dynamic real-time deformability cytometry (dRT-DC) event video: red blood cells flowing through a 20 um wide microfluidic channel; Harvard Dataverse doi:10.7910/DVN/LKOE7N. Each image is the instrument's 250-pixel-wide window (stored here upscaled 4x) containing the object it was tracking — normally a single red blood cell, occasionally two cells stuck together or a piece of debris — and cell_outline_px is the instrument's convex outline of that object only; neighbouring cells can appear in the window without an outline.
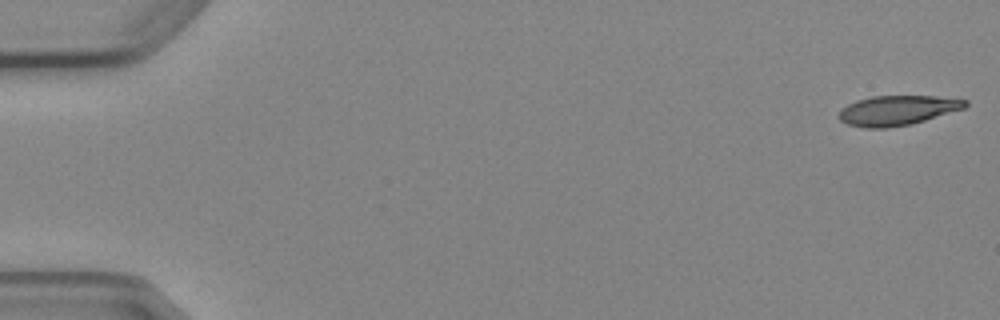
{"species": "Egyptian fruit bat (a non-hibernating species)", "species_latin": "Rousettus aegyptiacus", "temperature_condition": "cold", "stored_images_in_passage": 5, "camera_frame_rate_fps": 3000, "um_per_image_px": 0.085, "animal": {"sex": "female"}, "frame": {"image": 1, "passage_image": 1, "time_ms": 0.0, "image_size_px": [1000, 320], "cell_outline_px": [[968, 104], [964, 108], [912, 124], [888, 128], [868, 128], [848, 124], [840, 120], [836, 116], [840, 108], [856, 100], [872, 96], [936, 96], [968, 100]], "centroid_in_image_um": [76.24, 9.38], "position_along_channel_um": 8.8, "area_um2": 22.02}}
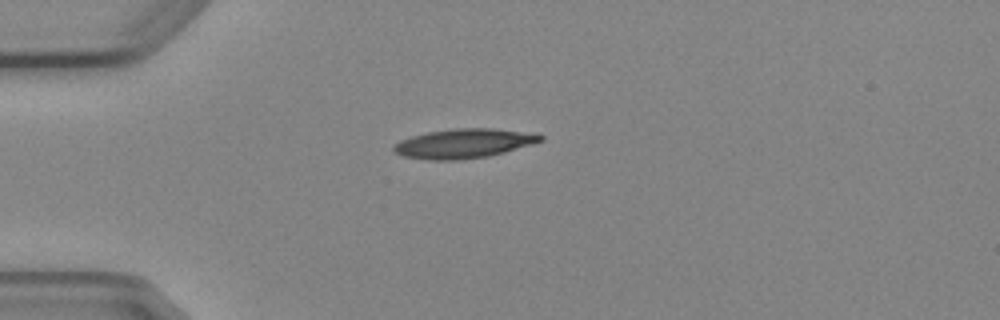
{"frame": {"image": 2, "passage_image": 4, "time_ms": 4.333, "image_size_px": [1000, 320], "cell_outline_px": [[544, 140], [532, 144], [504, 152], [488, 156], [460, 160], [428, 160], [404, 156], [392, 152], [392, 148], [400, 140], [412, 136], [428, 132], [456, 128], [492, 128], [520, 132], [544, 136]], "centroid_in_image_um": [39.37, 12.2], "position_along_channel_um": 45.6, "area_um2": 24.85}}